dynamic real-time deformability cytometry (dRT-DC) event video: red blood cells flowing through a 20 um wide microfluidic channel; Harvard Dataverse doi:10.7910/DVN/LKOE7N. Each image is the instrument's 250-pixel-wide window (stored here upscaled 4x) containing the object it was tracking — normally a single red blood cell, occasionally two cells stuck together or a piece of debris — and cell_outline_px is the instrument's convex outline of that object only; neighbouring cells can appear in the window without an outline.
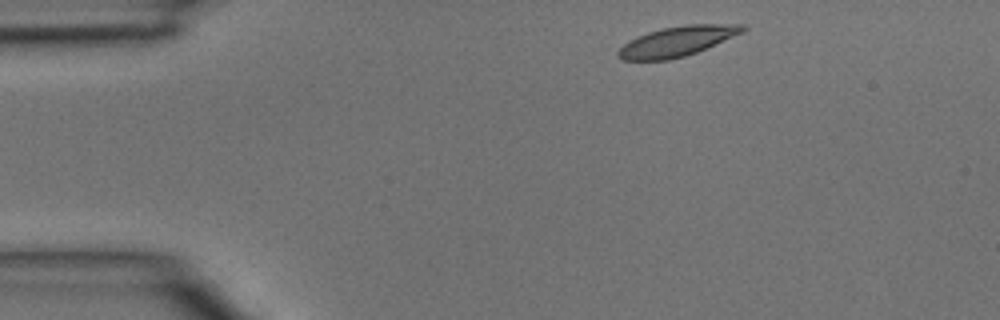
{"species": "common noctule bat (a hibernating species)", "species_latin": "Nyctalus noctula", "temperature_condition": "room temperature", "stored_images_in_passage": 3, "camera_frame_rate_fps": 3000, "um_per_image_px": 0.085, "animal": {"sex": "male", "body_mass_g": 15.6}, "frame": {"image": 1, "passage_image": 1, "time_ms": 0.0, "image_size_px": [1000, 320], "cell_outline_px": [[748, 28], [744, 32], [696, 52], [684, 56], [668, 60], [620, 60], [616, 56], [616, 52], [628, 40], [636, 36], [648, 32], [664, 28], [684, 24], [744, 24]], "centroid_in_image_um": [57.54, 3.51], "position_along_channel_um": 27.5, "area_um2": 21.79}}
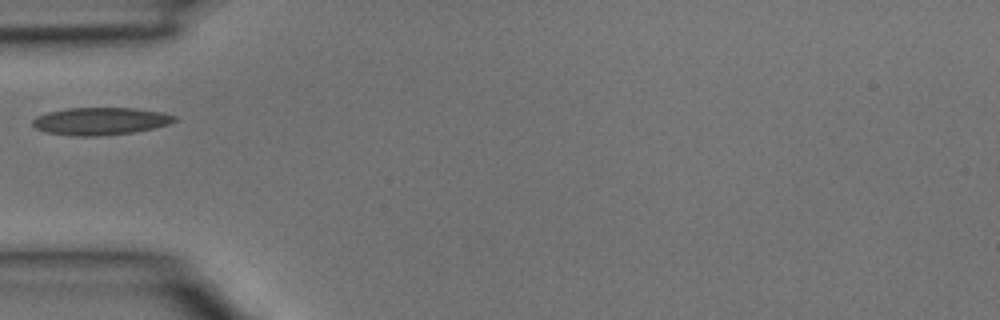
{"frame": {"image": 2, "passage_image": 3, "time_ms": 0.667, "image_size_px": [1000, 320], "cell_outline_px": [[180, 120], [168, 124], [136, 132], [100, 136], [76, 136], [44, 132], [36, 128], [32, 124], [32, 120], [36, 116], [48, 112], [68, 108], [136, 108], [160, 112], [176, 116]], "centroid_in_image_um": [8.54, 10.3], "position_along_channel_um": 76.5, "area_um2": 22.83}}